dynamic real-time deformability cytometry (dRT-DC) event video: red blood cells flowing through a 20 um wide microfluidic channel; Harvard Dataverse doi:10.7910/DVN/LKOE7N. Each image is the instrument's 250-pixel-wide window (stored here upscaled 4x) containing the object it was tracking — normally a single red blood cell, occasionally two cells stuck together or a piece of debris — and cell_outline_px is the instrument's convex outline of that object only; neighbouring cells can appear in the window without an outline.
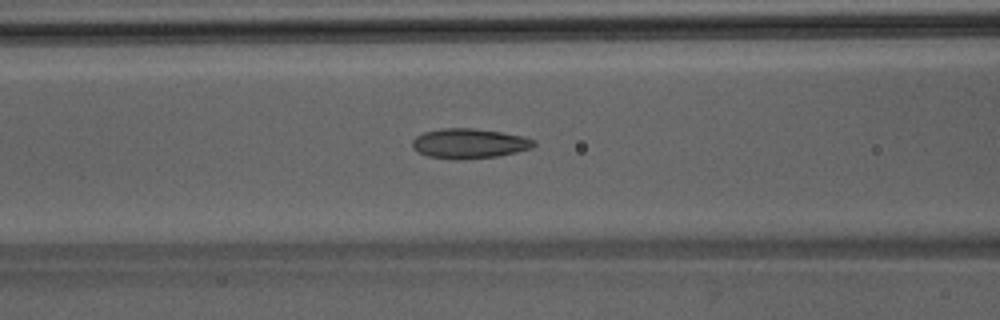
{"species": "Egyptian fruit bat (a non-hibernating species)", "species_latin": "Rousettus aegyptiacus", "temperature_condition": "room temperature", "stored_images_in_passage": 45, "camera_frame_rate_fps": 3000, "um_per_image_px": 0.085, "animal": {"sex": "male"}, "frame": {"image": 1, "passage_image": 19, "time_ms": 6.0, "image_size_px": [1000, 320], "cell_outline_px": [[536, 144], [532, 148], [500, 156], [456, 160], [428, 156], [412, 148], [412, 140], [416, 136], [424, 132], [440, 128], [472, 128], [500, 132], [524, 136], [536, 140]], "centroid_in_image_um": [39.9, 12.19], "position_along_channel_um": 126.7, "area_um2": 21.27}}
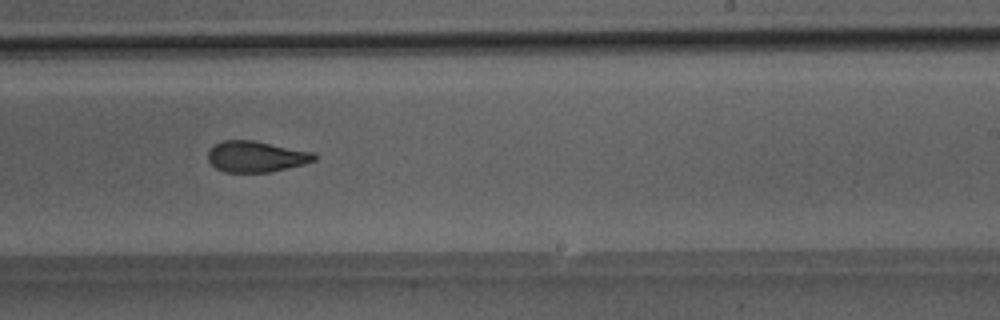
{"frame": {"image": 2, "passage_image": 29, "time_ms": 9.333, "image_size_px": [1000, 320], "cell_outline_px": [[316, 160], [304, 164], [272, 172], [224, 172], [216, 168], [208, 160], [208, 152], [216, 144], [224, 140], [252, 140], [312, 152], [316, 156]], "centroid_in_image_um": [21.76, 13.32], "position_along_channel_um": 267.2, "area_um2": 19.02}}
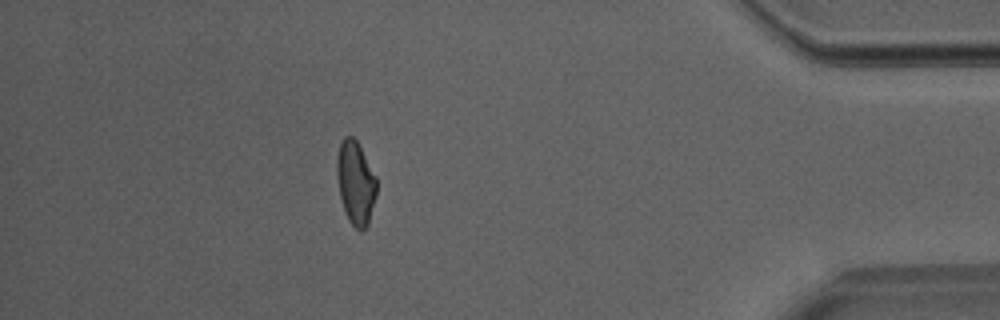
{"frame": {"image": 3, "passage_image": 42, "time_ms": 13.667, "image_size_px": [1000, 320], "cell_outline_px": [[376, 196], [368, 224], [360, 232], [348, 220], [344, 212], [340, 196], [336, 176], [336, 156], [340, 144], [344, 136], [352, 136], [356, 140], [376, 176]], "centroid_in_image_um": [30.21, 15.54], "position_along_channel_um": 405.0, "area_um2": 19.36}}